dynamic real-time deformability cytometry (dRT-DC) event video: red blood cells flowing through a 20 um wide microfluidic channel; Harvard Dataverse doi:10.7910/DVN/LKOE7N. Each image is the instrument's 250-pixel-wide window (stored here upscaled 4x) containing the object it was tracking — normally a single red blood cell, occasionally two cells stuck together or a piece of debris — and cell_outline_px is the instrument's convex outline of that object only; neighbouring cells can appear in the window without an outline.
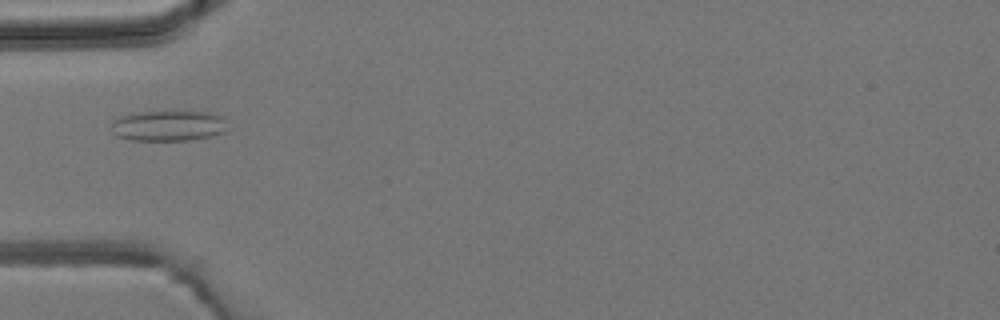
{"species": "common noctule bat (a hibernating species)", "species_latin": "Nyctalus noctula", "temperature_condition": "room temperature", "stored_images_in_passage": 3, "camera_frame_rate_fps": 3000, "um_per_image_px": 0.085, "animal": {"sex": "male", "body_mass_g": 19.2, "forearm_length_mm": 51.8}, "frame": {"image": 1, "passage_image": 2, "time_ms": 1.0, "image_size_px": [1000, 320], "cell_outline_px": [[224, 132], [212, 136], [188, 140], [132, 140], [116, 136], [112, 132], [112, 120], [120, 116], [132, 112], [208, 112], [224, 116]], "centroid_in_image_um": [14.26, 10.69], "position_along_channel_um": 70.7, "area_um2": 20.63}}